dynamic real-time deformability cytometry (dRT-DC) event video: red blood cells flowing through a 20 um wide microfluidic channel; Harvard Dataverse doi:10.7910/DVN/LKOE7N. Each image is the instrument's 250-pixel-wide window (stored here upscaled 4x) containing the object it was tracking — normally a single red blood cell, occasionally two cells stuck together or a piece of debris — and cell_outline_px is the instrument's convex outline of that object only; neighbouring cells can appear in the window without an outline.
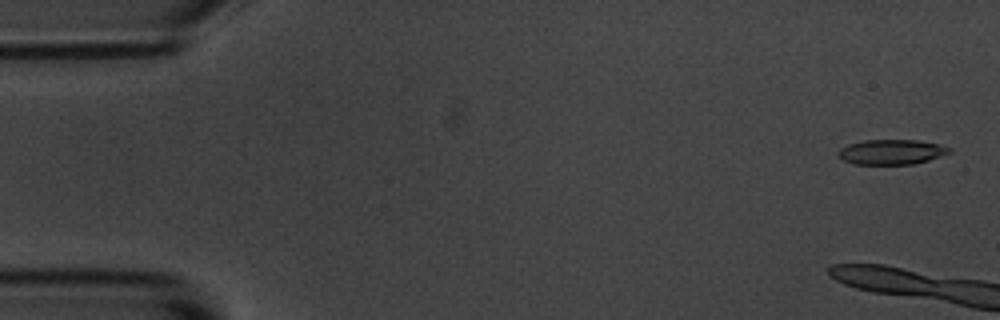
{"species": "common noctule bat (a hibernating species)", "species_latin": "Nyctalus noctula", "temperature_condition": "room temperature", "stored_images_in_passage": 8, "camera_frame_rate_fps": 3000, "um_per_image_px": 0.085, "animal": {"sex": "male", "body_mass_g": 20.1, "forearm_length_mm": 53.5}, "frame": {"image": 1, "passage_image": 1, "time_ms": 0.0, "image_size_px": [1000, 320], "cell_outline_px": [[952, 152], [928, 160], [912, 164], [852, 164], [836, 156], [836, 152], [840, 148], [848, 144], [864, 140], [916, 140], [940, 144], [952, 148]], "centroid_in_image_um": [75.75, 12.91], "position_along_channel_um": 9.3, "area_um2": 16.3}}